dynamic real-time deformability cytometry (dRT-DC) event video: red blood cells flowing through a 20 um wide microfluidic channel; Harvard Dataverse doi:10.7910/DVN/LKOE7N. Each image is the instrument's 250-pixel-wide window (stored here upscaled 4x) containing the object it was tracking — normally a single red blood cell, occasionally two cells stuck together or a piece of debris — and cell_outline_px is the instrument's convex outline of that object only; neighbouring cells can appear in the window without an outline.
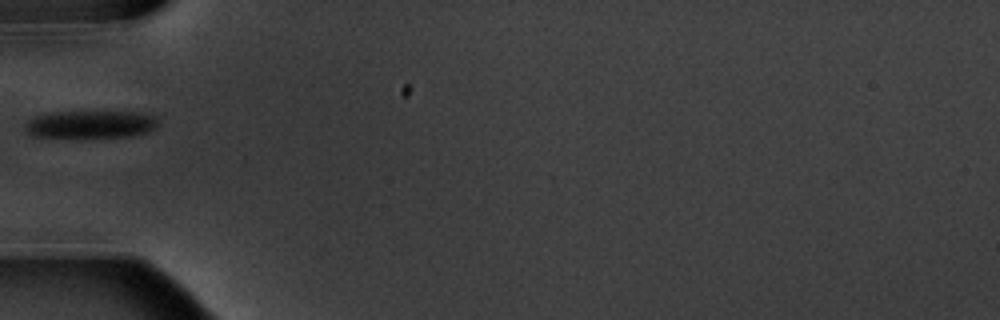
{"species": "common noctule bat (a hibernating species)", "species_latin": "Nyctalus noctula", "temperature_condition": "warm", "stored_images_in_passage": 2, "camera_frame_rate_fps": 3000, "um_per_image_px": 0.085, "animal": {"sex": "male", "body_mass_g": 20.1, "forearm_length_mm": 53.5}, "frame": {"image": 1, "passage_image": 1, "time_ms": 0.0, "image_size_px": [1000, 320], "cell_outline_px": [[156, 124], [148, 132], [132, 136], [80, 140], [32, 136], [24, 128], [24, 124], [28, 120], [36, 116], [52, 112], [140, 112], [152, 116], [156, 120]], "centroid_in_image_um": [7.61, 10.62], "position_along_channel_um": 77.4, "area_um2": 22.2}}